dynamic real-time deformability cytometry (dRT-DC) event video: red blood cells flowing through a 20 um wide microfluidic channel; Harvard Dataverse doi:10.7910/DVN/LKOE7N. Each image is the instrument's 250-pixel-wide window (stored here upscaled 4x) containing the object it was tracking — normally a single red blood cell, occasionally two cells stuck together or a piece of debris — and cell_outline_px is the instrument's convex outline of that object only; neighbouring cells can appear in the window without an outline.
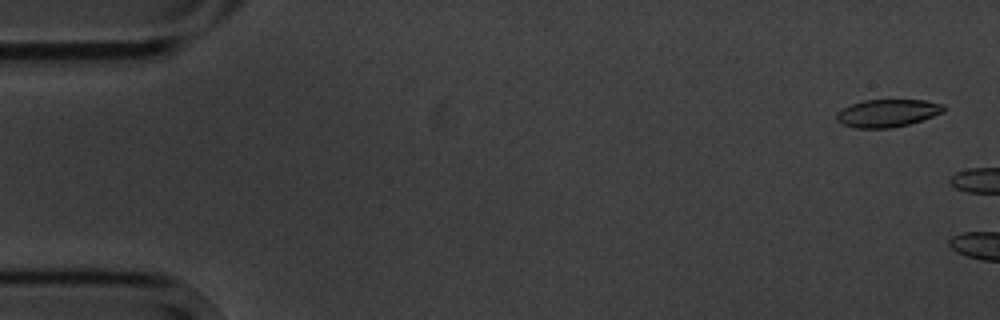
{"species": "common noctule bat (a hibernating species)", "species_latin": "Nyctalus noctula", "temperature_condition": "cold", "stored_images_in_passage": 3, "camera_frame_rate_fps": 3000, "um_per_image_px": 0.085, "animal": {"sex": "male", "body_mass_g": 20.1, "forearm_length_mm": 53.5}, "frame": {"image": 1, "passage_image": 1, "time_ms": 0.0, "image_size_px": [1000, 320], "cell_outline_px": [[944, 112], [908, 124], [892, 128], [856, 128], [840, 124], [836, 120], [836, 112], [852, 104], [864, 100], [924, 100], [944, 104]], "centroid_in_image_um": [75.4, 9.62], "position_along_channel_um": 9.6, "area_um2": 17.22}}